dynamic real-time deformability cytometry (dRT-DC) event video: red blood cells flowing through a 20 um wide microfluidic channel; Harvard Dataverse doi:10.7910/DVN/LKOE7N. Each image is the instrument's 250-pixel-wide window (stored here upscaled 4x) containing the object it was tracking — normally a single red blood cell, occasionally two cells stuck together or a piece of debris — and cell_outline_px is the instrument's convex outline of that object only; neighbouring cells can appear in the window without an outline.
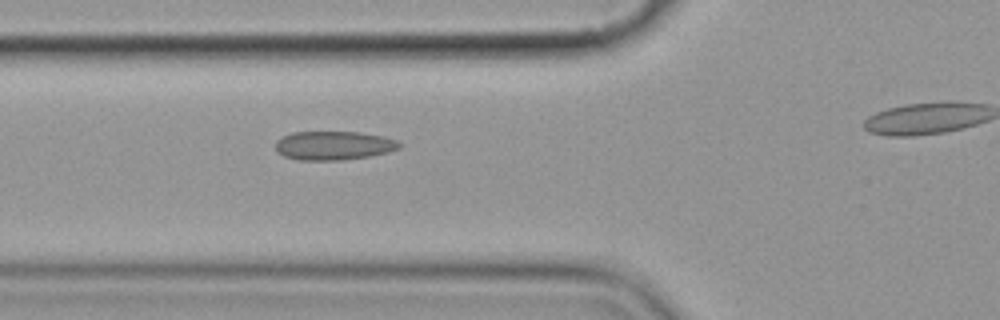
{"species": "common noctule bat (a hibernating species)", "species_latin": "Nyctalus noctula", "temperature_condition": "cold", "stored_images_in_passage": 5, "segment_of_instrument_passage": [1, 2], "camera_frame_rate_fps": 3000, "um_per_image_px": 0.085, "animal": {"sex": "female", "body_mass_g": 19.9}, "frame": {"image": 1, "passage_image": 4, "time_ms": 4.333, "image_size_px": [1000, 320], "cell_outline_px": [[400, 148], [388, 152], [368, 156], [340, 160], [300, 160], [284, 156], [276, 152], [276, 140], [292, 132], [360, 132], [384, 136], [396, 140], [400, 144]], "centroid_in_image_um": [28.35, 12.36], "position_along_channel_um": 97.5, "area_um2": 20.75}}